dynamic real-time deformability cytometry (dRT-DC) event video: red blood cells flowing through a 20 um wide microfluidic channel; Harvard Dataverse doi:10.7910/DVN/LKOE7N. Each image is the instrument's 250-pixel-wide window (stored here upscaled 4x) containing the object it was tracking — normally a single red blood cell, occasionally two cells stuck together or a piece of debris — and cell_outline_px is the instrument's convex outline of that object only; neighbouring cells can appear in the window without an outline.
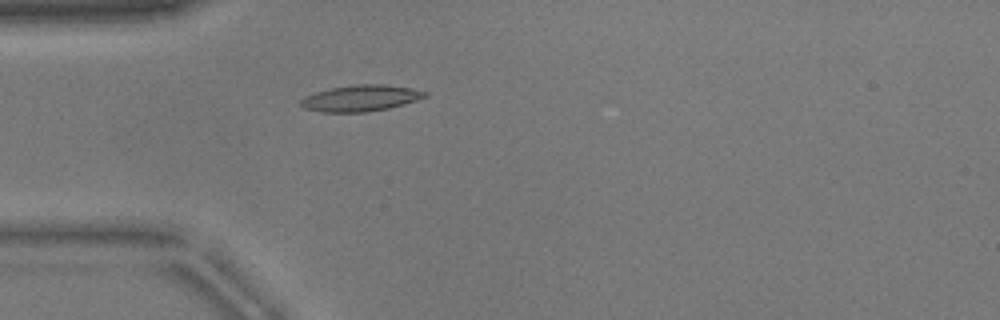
{"species": "common noctule bat (a hibernating species)", "species_latin": "Nyctalus noctula", "temperature_condition": "warm", "stored_images_in_passage": 52, "camera_frame_rate_fps": 3000, "um_per_image_px": 0.085, "animal": {"sex": "male", "body_mass_g": 17.9}, "frame": {"image": 1, "passage_image": 15, "time_ms": 4.667, "image_size_px": [1000, 320], "cell_outline_px": [[428, 96], [404, 104], [388, 108], [368, 112], [320, 112], [304, 108], [300, 104], [300, 100], [304, 96], [316, 92], [332, 88], [356, 84], [384, 84], [412, 88], [428, 92]], "centroid_in_image_um": [30.67, 8.34], "position_along_channel_um": 54.3, "area_um2": 19.02}}
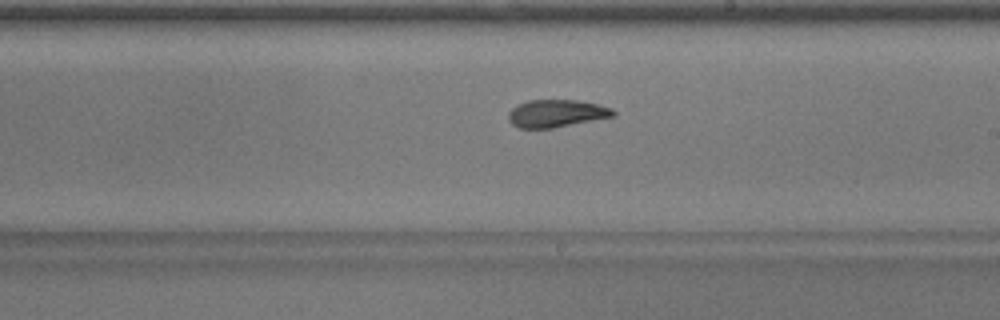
{"frame": {"image": 2, "passage_image": 30, "time_ms": 9.667, "image_size_px": [1000, 320], "cell_outline_px": [[616, 112], [612, 116], [552, 128], [520, 128], [512, 124], [508, 120], [508, 112], [516, 104], [528, 100], [576, 100], [600, 104], [612, 108]], "centroid_in_image_um": [47.25, 9.62], "position_along_channel_um": 241.8, "area_um2": 16.76}}
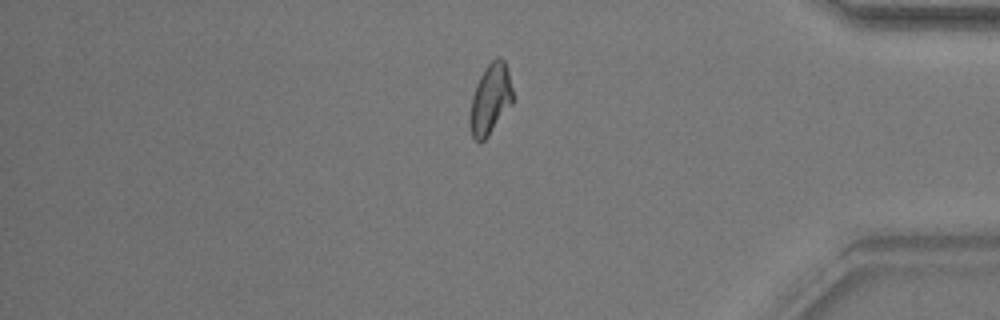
{"frame": {"image": 3, "passage_image": 44, "time_ms": 14.333, "image_size_px": [1000, 320], "cell_outline_px": [[512, 104], [488, 136], [480, 144], [472, 136], [468, 120], [472, 96], [476, 84], [484, 68], [496, 56], [500, 56], [504, 60], [508, 68], [512, 88]], "centroid_in_image_um": [41.67, 8.42], "position_along_channel_um": 393.5, "area_um2": 17.8}, "authors_computed_cell_mechanics": {"area_um2": 17.1666, "velocity_mm_per_s": 3.8531, "shape_relaxation_time_tau1_ms": null, "shape_relaxation_time_tau2_ms": 2.3422, "deformation_change_tau1": null, "deformation_change_tau2": 0.0829}}